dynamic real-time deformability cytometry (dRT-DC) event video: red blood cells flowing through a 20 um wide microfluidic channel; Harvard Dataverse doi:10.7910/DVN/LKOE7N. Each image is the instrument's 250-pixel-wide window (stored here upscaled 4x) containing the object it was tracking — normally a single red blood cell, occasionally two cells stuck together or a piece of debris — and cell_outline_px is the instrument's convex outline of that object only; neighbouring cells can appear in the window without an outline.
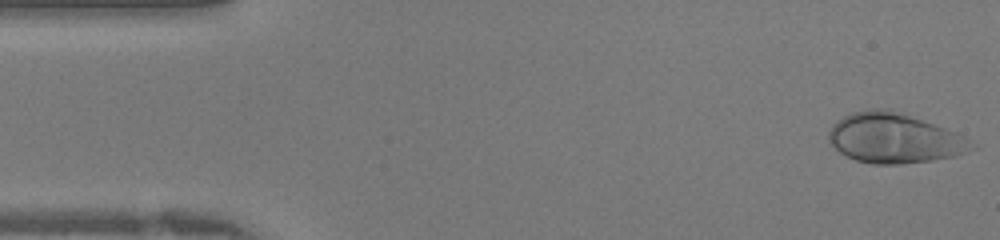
{"species": "human", "species_latin": "Homo sapiens", "temperature_condition": "warm", "stored_images_in_passage": 41, "camera_frame_rate_fps": 3000, "um_per_image_px": 0.085, "donor": {"sex": "female"}, "frame": {"image": 1, "passage_image": 1, "time_ms": 0.0, "image_size_px": [1000, 240], "cell_outline_px": [[980, 148], [956, 156], [900, 164], [872, 164], [856, 160], [840, 152], [828, 140], [828, 132], [832, 124], [836, 120], [852, 112], [868, 108], [892, 108], [956, 132], [964, 136], [976, 144]], "centroid_in_image_um": [76.04, 11.72], "position_along_channel_um": 9.0, "area_um2": 42.02}}
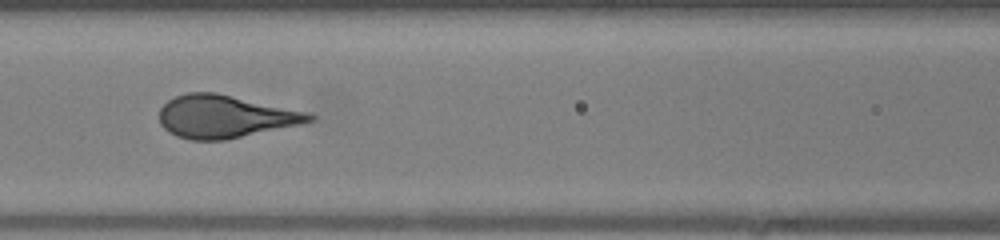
{"frame": {"image": 2, "passage_image": 17, "time_ms": 5.333, "image_size_px": [1000, 240], "cell_outline_px": [[316, 120], [300, 124], [224, 140], [192, 140], [176, 136], [168, 132], [160, 124], [160, 108], [168, 100], [176, 96], [188, 92], [216, 92], [308, 112], [316, 116]], "centroid_in_image_um": [19.11, 9.9], "position_along_channel_um": 147.5, "area_um2": 37.22}}
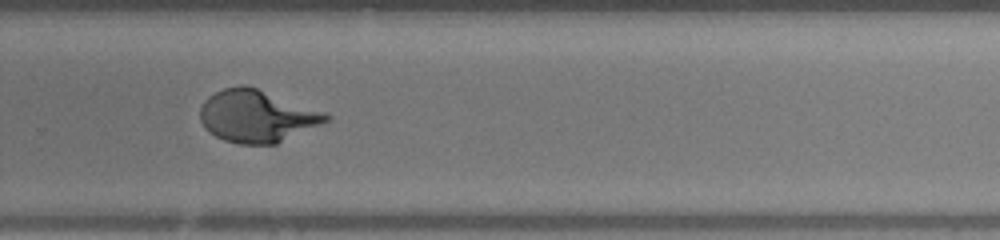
{"frame": {"image": 3, "passage_image": 27, "time_ms": 8.667, "image_size_px": [1000, 240], "cell_outline_px": [[332, 120], [276, 144], [240, 144], [224, 140], [216, 136], [204, 128], [200, 120], [200, 108], [204, 100], [208, 96], [224, 88], [240, 84], [244, 84], [328, 112], [332, 116]], "centroid_in_image_um": [21.87, 9.87], "position_along_channel_um": 307.9, "area_um2": 38.67}}